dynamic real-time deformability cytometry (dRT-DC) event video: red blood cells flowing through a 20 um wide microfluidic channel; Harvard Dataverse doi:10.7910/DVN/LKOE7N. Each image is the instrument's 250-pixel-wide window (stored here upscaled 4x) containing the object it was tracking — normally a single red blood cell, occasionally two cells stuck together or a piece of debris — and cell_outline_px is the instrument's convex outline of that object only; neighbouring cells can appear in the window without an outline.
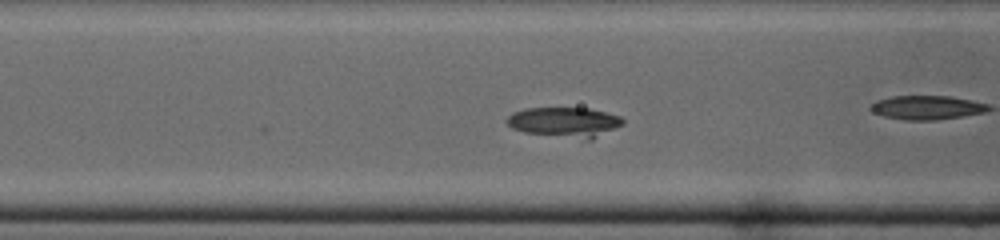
{"species": "common noctule bat (a hibernating species)", "species_latin": "Nyctalus noctula", "temperature_condition": "cold", "stored_images_in_passage": 22, "camera_frame_rate_fps": 3000, "um_per_image_px": 0.085, "animal": {"sex": "male", "body_mass_g": 19.0, "forearm_length_mm": 50.8}, "frame": {"image": 1, "passage_image": 12, "time_ms": 3.667, "image_size_px": [1000, 240], "cell_outline_px": [[624, 124], [592, 140], [588, 140], [524, 132], [512, 128], [508, 124], [508, 116], [512, 112], [524, 108], [588, 108], [620, 116], [624, 120]], "centroid_in_image_um": [48.02, 10.38], "position_along_channel_um": 118.6, "area_um2": 20.29}}
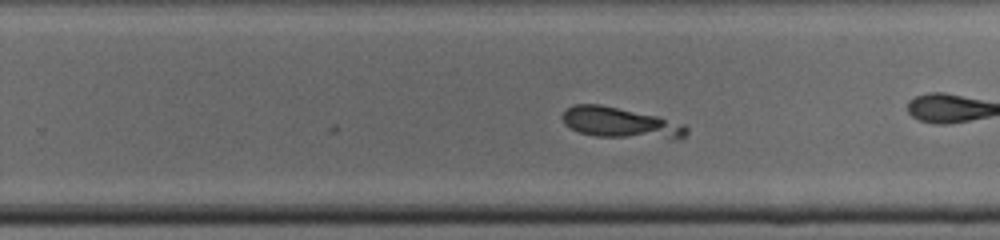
{"frame": {"image": 2, "passage_image": 22, "time_ms": 7.0, "image_size_px": [1000, 240], "cell_outline_px": [[688, 132], [684, 140], [672, 140], [596, 136], [580, 132], [564, 124], [560, 116], [572, 104], [600, 104], [656, 116], [684, 124], [688, 128]], "centroid_in_image_um": [52.8, 10.47], "position_along_channel_um": 277.0, "area_um2": 22.6}}